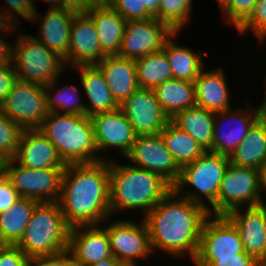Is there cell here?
I'll use <instances>...</instances> for the list:
<instances>
[{
    "mask_svg": "<svg viewBox=\"0 0 266 266\" xmlns=\"http://www.w3.org/2000/svg\"><path fill=\"white\" fill-rule=\"evenodd\" d=\"M209 215L206 207L180 196L172 188L143 217L153 255L160 250L176 259L189 256L193 262L198 252L202 226Z\"/></svg>",
    "mask_w": 266,
    "mask_h": 266,
    "instance_id": "1",
    "label": "cell"
},
{
    "mask_svg": "<svg viewBox=\"0 0 266 266\" xmlns=\"http://www.w3.org/2000/svg\"><path fill=\"white\" fill-rule=\"evenodd\" d=\"M57 202L70 227L106 225L111 217L108 160L66 165Z\"/></svg>",
    "mask_w": 266,
    "mask_h": 266,
    "instance_id": "2",
    "label": "cell"
},
{
    "mask_svg": "<svg viewBox=\"0 0 266 266\" xmlns=\"http://www.w3.org/2000/svg\"><path fill=\"white\" fill-rule=\"evenodd\" d=\"M108 167L111 218L123 210H142L144 217L172 189L159 175L132 164L108 158Z\"/></svg>",
    "mask_w": 266,
    "mask_h": 266,
    "instance_id": "3",
    "label": "cell"
},
{
    "mask_svg": "<svg viewBox=\"0 0 266 266\" xmlns=\"http://www.w3.org/2000/svg\"><path fill=\"white\" fill-rule=\"evenodd\" d=\"M39 129L56 147L65 165L107 160L104 155L97 154L89 116L49 112Z\"/></svg>",
    "mask_w": 266,
    "mask_h": 266,
    "instance_id": "4",
    "label": "cell"
},
{
    "mask_svg": "<svg viewBox=\"0 0 266 266\" xmlns=\"http://www.w3.org/2000/svg\"><path fill=\"white\" fill-rule=\"evenodd\" d=\"M70 228L57 201L40 202L16 246L29 259L61 253L68 249Z\"/></svg>",
    "mask_w": 266,
    "mask_h": 266,
    "instance_id": "5",
    "label": "cell"
},
{
    "mask_svg": "<svg viewBox=\"0 0 266 266\" xmlns=\"http://www.w3.org/2000/svg\"><path fill=\"white\" fill-rule=\"evenodd\" d=\"M229 163V157L206 150L181 168L179 179L172 188L180 196L206 207L209 214L217 215L218 191Z\"/></svg>",
    "mask_w": 266,
    "mask_h": 266,
    "instance_id": "6",
    "label": "cell"
},
{
    "mask_svg": "<svg viewBox=\"0 0 266 266\" xmlns=\"http://www.w3.org/2000/svg\"><path fill=\"white\" fill-rule=\"evenodd\" d=\"M23 33L17 34L12 45L11 60L17 78L44 86L63 75L67 70L64 59L33 35Z\"/></svg>",
    "mask_w": 266,
    "mask_h": 266,
    "instance_id": "7",
    "label": "cell"
},
{
    "mask_svg": "<svg viewBox=\"0 0 266 266\" xmlns=\"http://www.w3.org/2000/svg\"><path fill=\"white\" fill-rule=\"evenodd\" d=\"M64 169H31L21 166L14 159L0 164V170L11 181L20 197L35 199L39 202L58 201Z\"/></svg>",
    "mask_w": 266,
    "mask_h": 266,
    "instance_id": "8",
    "label": "cell"
},
{
    "mask_svg": "<svg viewBox=\"0 0 266 266\" xmlns=\"http://www.w3.org/2000/svg\"><path fill=\"white\" fill-rule=\"evenodd\" d=\"M264 196V197H263ZM259 170L229 163L222 177L217 196V215H226L240 207L264 204Z\"/></svg>",
    "mask_w": 266,
    "mask_h": 266,
    "instance_id": "9",
    "label": "cell"
},
{
    "mask_svg": "<svg viewBox=\"0 0 266 266\" xmlns=\"http://www.w3.org/2000/svg\"><path fill=\"white\" fill-rule=\"evenodd\" d=\"M0 110L23 130L39 129L49 114L44 86L17 79Z\"/></svg>",
    "mask_w": 266,
    "mask_h": 266,
    "instance_id": "10",
    "label": "cell"
},
{
    "mask_svg": "<svg viewBox=\"0 0 266 266\" xmlns=\"http://www.w3.org/2000/svg\"><path fill=\"white\" fill-rule=\"evenodd\" d=\"M214 217V218H213ZM246 253L241 236L226 215L210 214L201 230L200 243L194 260H218Z\"/></svg>",
    "mask_w": 266,
    "mask_h": 266,
    "instance_id": "11",
    "label": "cell"
},
{
    "mask_svg": "<svg viewBox=\"0 0 266 266\" xmlns=\"http://www.w3.org/2000/svg\"><path fill=\"white\" fill-rule=\"evenodd\" d=\"M141 222L123 219L114 220L104 228L110 241L111 254L118 262L139 265L138 260L153 255L148 227L142 217ZM139 258V259H138Z\"/></svg>",
    "mask_w": 266,
    "mask_h": 266,
    "instance_id": "12",
    "label": "cell"
},
{
    "mask_svg": "<svg viewBox=\"0 0 266 266\" xmlns=\"http://www.w3.org/2000/svg\"><path fill=\"white\" fill-rule=\"evenodd\" d=\"M125 158L131 161L133 166L159 175L171 187L179 179L181 168L166 147L160 133L137 136Z\"/></svg>",
    "mask_w": 266,
    "mask_h": 266,
    "instance_id": "13",
    "label": "cell"
},
{
    "mask_svg": "<svg viewBox=\"0 0 266 266\" xmlns=\"http://www.w3.org/2000/svg\"><path fill=\"white\" fill-rule=\"evenodd\" d=\"M173 33L155 17L127 21L118 55L132 60L143 58L162 50L165 41Z\"/></svg>",
    "mask_w": 266,
    "mask_h": 266,
    "instance_id": "14",
    "label": "cell"
},
{
    "mask_svg": "<svg viewBox=\"0 0 266 266\" xmlns=\"http://www.w3.org/2000/svg\"><path fill=\"white\" fill-rule=\"evenodd\" d=\"M251 108L244 110L239 107V109H229L215 113L213 143L209 151L227 157L231 156L244 140L252 125L263 115L259 107Z\"/></svg>",
    "mask_w": 266,
    "mask_h": 266,
    "instance_id": "15",
    "label": "cell"
},
{
    "mask_svg": "<svg viewBox=\"0 0 266 266\" xmlns=\"http://www.w3.org/2000/svg\"><path fill=\"white\" fill-rule=\"evenodd\" d=\"M119 109L137 136L159 134L170 121L161 109L153 89L139 87L119 105Z\"/></svg>",
    "mask_w": 266,
    "mask_h": 266,
    "instance_id": "16",
    "label": "cell"
},
{
    "mask_svg": "<svg viewBox=\"0 0 266 266\" xmlns=\"http://www.w3.org/2000/svg\"><path fill=\"white\" fill-rule=\"evenodd\" d=\"M91 120L95 145L99 153L115 148L123 157L129 154L137 135L119 108L111 112L96 114L91 117Z\"/></svg>",
    "mask_w": 266,
    "mask_h": 266,
    "instance_id": "17",
    "label": "cell"
},
{
    "mask_svg": "<svg viewBox=\"0 0 266 266\" xmlns=\"http://www.w3.org/2000/svg\"><path fill=\"white\" fill-rule=\"evenodd\" d=\"M226 216L238 229L244 251L266 266V206L235 208Z\"/></svg>",
    "mask_w": 266,
    "mask_h": 266,
    "instance_id": "18",
    "label": "cell"
},
{
    "mask_svg": "<svg viewBox=\"0 0 266 266\" xmlns=\"http://www.w3.org/2000/svg\"><path fill=\"white\" fill-rule=\"evenodd\" d=\"M104 57L92 18L87 13H75L70 28L69 54L64 60L66 67L97 65Z\"/></svg>",
    "mask_w": 266,
    "mask_h": 266,
    "instance_id": "19",
    "label": "cell"
},
{
    "mask_svg": "<svg viewBox=\"0 0 266 266\" xmlns=\"http://www.w3.org/2000/svg\"><path fill=\"white\" fill-rule=\"evenodd\" d=\"M79 225L70 228L68 251L77 266H88L111 255L110 241L104 226Z\"/></svg>",
    "mask_w": 266,
    "mask_h": 266,
    "instance_id": "20",
    "label": "cell"
},
{
    "mask_svg": "<svg viewBox=\"0 0 266 266\" xmlns=\"http://www.w3.org/2000/svg\"><path fill=\"white\" fill-rule=\"evenodd\" d=\"M74 14L75 12L64 8H48L44 16H40L37 10L31 20V23L40 22L38 36L34 37L64 60L69 54L70 28Z\"/></svg>",
    "mask_w": 266,
    "mask_h": 266,
    "instance_id": "21",
    "label": "cell"
},
{
    "mask_svg": "<svg viewBox=\"0 0 266 266\" xmlns=\"http://www.w3.org/2000/svg\"><path fill=\"white\" fill-rule=\"evenodd\" d=\"M18 164L31 169L65 168L56 147L40 129L22 130L16 155Z\"/></svg>",
    "mask_w": 266,
    "mask_h": 266,
    "instance_id": "22",
    "label": "cell"
},
{
    "mask_svg": "<svg viewBox=\"0 0 266 266\" xmlns=\"http://www.w3.org/2000/svg\"><path fill=\"white\" fill-rule=\"evenodd\" d=\"M97 66L103 72L118 106L139 88L135 60L119 55H108Z\"/></svg>",
    "mask_w": 266,
    "mask_h": 266,
    "instance_id": "23",
    "label": "cell"
},
{
    "mask_svg": "<svg viewBox=\"0 0 266 266\" xmlns=\"http://www.w3.org/2000/svg\"><path fill=\"white\" fill-rule=\"evenodd\" d=\"M227 82L223 68H204L194 80L196 106L215 113L232 109Z\"/></svg>",
    "mask_w": 266,
    "mask_h": 266,
    "instance_id": "24",
    "label": "cell"
},
{
    "mask_svg": "<svg viewBox=\"0 0 266 266\" xmlns=\"http://www.w3.org/2000/svg\"><path fill=\"white\" fill-rule=\"evenodd\" d=\"M79 73L82 89L85 91L87 116L111 112L119 108L112 97L103 72L97 65H80L71 68Z\"/></svg>",
    "mask_w": 266,
    "mask_h": 266,
    "instance_id": "25",
    "label": "cell"
},
{
    "mask_svg": "<svg viewBox=\"0 0 266 266\" xmlns=\"http://www.w3.org/2000/svg\"><path fill=\"white\" fill-rule=\"evenodd\" d=\"M87 14L97 29L102 53L105 56L118 55L127 20L109 5H95Z\"/></svg>",
    "mask_w": 266,
    "mask_h": 266,
    "instance_id": "26",
    "label": "cell"
},
{
    "mask_svg": "<svg viewBox=\"0 0 266 266\" xmlns=\"http://www.w3.org/2000/svg\"><path fill=\"white\" fill-rule=\"evenodd\" d=\"M230 163L259 170L266 161V116L249 129L244 140L229 157Z\"/></svg>",
    "mask_w": 266,
    "mask_h": 266,
    "instance_id": "27",
    "label": "cell"
},
{
    "mask_svg": "<svg viewBox=\"0 0 266 266\" xmlns=\"http://www.w3.org/2000/svg\"><path fill=\"white\" fill-rule=\"evenodd\" d=\"M177 34L179 32H174L163 46L171 67L172 79L194 82L198 74L205 68L202 61L205 55L201 50L195 52L190 47L178 45L177 41H174Z\"/></svg>",
    "mask_w": 266,
    "mask_h": 266,
    "instance_id": "28",
    "label": "cell"
},
{
    "mask_svg": "<svg viewBox=\"0 0 266 266\" xmlns=\"http://www.w3.org/2000/svg\"><path fill=\"white\" fill-rule=\"evenodd\" d=\"M165 115L172 119L181 110L196 106L194 82L170 79L153 89Z\"/></svg>",
    "mask_w": 266,
    "mask_h": 266,
    "instance_id": "29",
    "label": "cell"
},
{
    "mask_svg": "<svg viewBox=\"0 0 266 266\" xmlns=\"http://www.w3.org/2000/svg\"><path fill=\"white\" fill-rule=\"evenodd\" d=\"M215 112L199 106L181 110L170 121L179 129L193 137L205 150L213 143V125Z\"/></svg>",
    "mask_w": 266,
    "mask_h": 266,
    "instance_id": "30",
    "label": "cell"
},
{
    "mask_svg": "<svg viewBox=\"0 0 266 266\" xmlns=\"http://www.w3.org/2000/svg\"><path fill=\"white\" fill-rule=\"evenodd\" d=\"M39 203L35 199L20 197L8 211L0 213V243L16 245L20 241Z\"/></svg>",
    "mask_w": 266,
    "mask_h": 266,
    "instance_id": "31",
    "label": "cell"
},
{
    "mask_svg": "<svg viewBox=\"0 0 266 266\" xmlns=\"http://www.w3.org/2000/svg\"><path fill=\"white\" fill-rule=\"evenodd\" d=\"M160 135L180 168L192 163L206 151L193 137L171 121L166 124Z\"/></svg>",
    "mask_w": 266,
    "mask_h": 266,
    "instance_id": "32",
    "label": "cell"
},
{
    "mask_svg": "<svg viewBox=\"0 0 266 266\" xmlns=\"http://www.w3.org/2000/svg\"><path fill=\"white\" fill-rule=\"evenodd\" d=\"M58 79H61V76L57 77L52 83L44 85L48 111L53 113L87 116L86 102L82 100V97L80 98L82 92L78 90L79 86L66 84L64 86L62 85L61 88H57Z\"/></svg>",
    "mask_w": 266,
    "mask_h": 266,
    "instance_id": "33",
    "label": "cell"
},
{
    "mask_svg": "<svg viewBox=\"0 0 266 266\" xmlns=\"http://www.w3.org/2000/svg\"><path fill=\"white\" fill-rule=\"evenodd\" d=\"M135 63L140 88L154 89L159 84L172 79L171 67L163 49L149 53L135 60Z\"/></svg>",
    "mask_w": 266,
    "mask_h": 266,
    "instance_id": "34",
    "label": "cell"
},
{
    "mask_svg": "<svg viewBox=\"0 0 266 266\" xmlns=\"http://www.w3.org/2000/svg\"><path fill=\"white\" fill-rule=\"evenodd\" d=\"M192 0H160L156 19L165 23L173 32H181L192 17Z\"/></svg>",
    "mask_w": 266,
    "mask_h": 266,
    "instance_id": "35",
    "label": "cell"
},
{
    "mask_svg": "<svg viewBox=\"0 0 266 266\" xmlns=\"http://www.w3.org/2000/svg\"><path fill=\"white\" fill-rule=\"evenodd\" d=\"M108 5L127 21L142 20L154 17L160 0H110Z\"/></svg>",
    "mask_w": 266,
    "mask_h": 266,
    "instance_id": "36",
    "label": "cell"
},
{
    "mask_svg": "<svg viewBox=\"0 0 266 266\" xmlns=\"http://www.w3.org/2000/svg\"><path fill=\"white\" fill-rule=\"evenodd\" d=\"M22 130L0 110V164L16 155Z\"/></svg>",
    "mask_w": 266,
    "mask_h": 266,
    "instance_id": "37",
    "label": "cell"
},
{
    "mask_svg": "<svg viewBox=\"0 0 266 266\" xmlns=\"http://www.w3.org/2000/svg\"><path fill=\"white\" fill-rule=\"evenodd\" d=\"M258 0H224L220 9L225 15L226 23L232 24L237 30L251 15Z\"/></svg>",
    "mask_w": 266,
    "mask_h": 266,
    "instance_id": "38",
    "label": "cell"
},
{
    "mask_svg": "<svg viewBox=\"0 0 266 266\" xmlns=\"http://www.w3.org/2000/svg\"><path fill=\"white\" fill-rule=\"evenodd\" d=\"M263 44L266 42V0H258L250 17L236 30L246 36L249 31Z\"/></svg>",
    "mask_w": 266,
    "mask_h": 266,
    "instance_id": "39",
    "label": "cell"
},
{
    "mask_svg": "<svg viewBox=\"0 0 266 266\" xmlns=\"http://www.w3.org/2000/svg\"><path fill=\"white\" fill-rule=\"evenodd\" d=\"M7 4V9L3 10L0 8V15L6 23L12 24L16 27L20 26L17 24L19 22L16 20V15L23 18L28 22L32 20L34 14L36 13L38 7H36V0H4ZM9 7V8H8ZM15 14V15H14Z\"/></svg>",
    "mask_w": 266,
    "mask_h": 266,
    "instance_id": "40",
    "label": "cell"
},
{
    "mask_svg": "<svg viewBox=\"0 0 266 266\" xmlns=\"http://www.w3.org/2000/svg\"><path fill=\"white\" fill-rule=\"evenodd\" d=\"M194 266H265L247 253L236 254V257L219 258L218 260H193Z\"/></svg>",
    "mask_w": 266,
    "mask_h": 266,
    "instance_id": "41",
    "label": "cell"
},
{
    "mask_svg": "<svg viewBox=\"0 0 266 266\" xmlns=\"http://www.w3.org/2000/svg\"><path fill=\"white\" fill-rule=\"evenodd\" d=\"M30 259L16 245H5L0 250V266H29Z\"/></svg>",
    "mask_w": 266,
    "mask_h": 266,
    "instance_id": "42",
    "label": "cell"
},
{
    "mask_svg": "<svg viewBox=\"0 0 266 266\" xmlns=\"http://www.w3.org/2000/svg\"><path fill=\"white\" fill-rule=\"evenodd\" d=\"M29 266H77L68 250L30 259Z\"/></svg>",
    "mask_w": 266,
    "mask_h": 266,
    "instance_id": "43",
    "label": "cell"
},
{
    "mask_svg": "<svg viewBox=\"0 0 266 266\" xmlns=\"http://www.w3.org/2000/svg\"><path fill=\"white\" fill-rule=\"evenodd\" d=\"M20 198L11 181L0 170V213L8 211Z\"/></svg>",
    "mask_w": 266,
    "mask_h": 266,
    "instance_id": "44",
    "label": "cell"
},
{
    "mask_svg": "<svg viewBox=\"0 0 266 266\" xmlns=\"http://www.w3.org/2000/svg\"><path fill=\"white\" fill-rule=\"evenodd\" d=\"M17 79L12 62L0 63V104L8 96Z\"/></svg>",
    "mask_w": 266,
    "mask_h": 266,
    "instance_id": "45",
    "label": "cell"
},
{
    "mask_svg": "<svg viewBox=\"0 0 266 266\" xmlns=\"http://www.w3.org/2000/svg\"><path fill=\"white\" fill-rule=\"evenodd\" d=\"M15 30H18L16 26L6 23V22L0 27V35H1L0 37V63L12 62L11 54H12V44L14 43V41L12 43H9V41L7 42L6 40H4L5 37L3 36V34L4 35L8 34V36H10L11 32L13 34V31Z\"/></svg>",
    "mask_w": 266,
    "mask_h": 266,
    "instance_id": "46",
    "label": "cell"
},
{
    "mask_svg": "<svg viewBox=\"0 0 266 266\" xmlns=\"http://www.w3.org/2000/svg\"><path fill=\"white\" fill-rule=\"evenodd\" d=\"M94 6L91 0H63V8L75 13H87Z\"/></svg>",
    "mask_w": 266,
    "mask_h": 266,
    "instance_id": "47",
    "label": "cell"
},
{
    "mask_svg": "<svg viewBox=\"0 0 266 266\" xmlns=\"http://www.w3.org/2000/svg\"><path fill=\"white\" fill-rule=\"evenodd\" d=\"M117 259L111 254L108 257L102 258L99 262L90 264L88 266H115Z\"/></svg>",
    "mask_w": 266,
    "mask_h": 266,
    "instance_id": "48",
    "label": "cell"
},
{
    "mask_svg": "<svg viewBox=\"0 0 266 266\" xmlns=\"http://www.w3.org/2000/svg\"><path fill=\"white\" fill-rule=\"evenodd\" d=\"M259 178H260V189L262 194L266 195V161L262 164L259 169Z\"/></svg>",
    "mask_w": 266,
    "mask_h": 266,
    "instance_id": "49",
    "label": "cell"
},
{
    "mask_svg": "<svg viewBox=\"0 0 266 266\" xmlns=\"http://www.w3.org/2000/svg\"><path fill=\"white\" fill-rule=\"evenodd\" d=\"M50 5V9L63 8V0H43Z\"/></svg>",
    "mask_w": 266,
    "mask_h": 266,
    "instance_id": "50",
    "label": "cell"
},
{
    "mask_svg": "<svg viewBox=\"0 0 266 266\" xmlns=\"http://www.w3.org/2000/svg\"><path fill=\"white\" fill-rule=\"evenodd\" d=\"M264 97L262 98L263 99V101H262V103L259 105V108H260V110L262 111V114L264 115V116H266V78H265V92H264Z\"/></svg>",
    "mask_w": 266,
    "mask_h": 266,
    "instance_id": "51",
    "label": "cell"
},
{
    "mask_svg": "<svg viewBox=\"0 0 266 266\" xmlns=\"http://www.w3.org/2000/svg\"><path fill=\"white\" fill-rule=\"evenodd\" d=\"M94 5H108L110 0H91Z\"/></svg>",
    "mask_w": 266,
    "mask_h": 266,
    "instance_id": "52",
    "label": "cell"
},
{
    "mask_svg": "<svg viewBox=\"0 0 266 266\" xmlns=\"http://www.w3.org/2000/svg\"><path fill=\"white\" fill-rule=\"evenodd\" d=\"M115 266H137L131 263L117 262Z\"/></svg>",
    "mask_w": 266,
    "mask_h": 266,
    "instance_id": "53",
    "label": "cell"
},
{
    "mask_svg": "<svg viewBox=\"0 0 266 266\" xmlns=\"http://www.w3.org/2000/svg\"><path fill=\"white\" fill-rule=\"evenodd\" d=\"M5 23V21L3 20V18L0 15V27Z\"/></svg>",
    "mask_w": 266,
    "mask_h": 266,
    "instance_id": "54",
    "label": "cell"
},
{
    "mask_svg": "<svg viewBox=\"0 0 266 266\" xmlns=\"http://www.w3.org/2000/svg\"><path fill=\"white\" fill-rule=\"evenodd\" d=\"M224 0H216V2L218 3V5H220Z\"/></svg>",
    "mask_w": 266,
    "mask_h": 266,
    "instance_id": "55",
    "label": "cell"
},
{
    "mask_svg": "<svg viewBox=\"0 0 266 266\" xmlns=\"http://www.w3.org/2000/svg\"><path fill=\"white\" fill-rule=\"evenodd\" d=\"M5 245L0 243V250L4 247Z\"/></svg>",
    "mask_w": 266,
    "mask_h": 266,
    "instance_id": "56",
    "label": "cell"
}]
</instances>
